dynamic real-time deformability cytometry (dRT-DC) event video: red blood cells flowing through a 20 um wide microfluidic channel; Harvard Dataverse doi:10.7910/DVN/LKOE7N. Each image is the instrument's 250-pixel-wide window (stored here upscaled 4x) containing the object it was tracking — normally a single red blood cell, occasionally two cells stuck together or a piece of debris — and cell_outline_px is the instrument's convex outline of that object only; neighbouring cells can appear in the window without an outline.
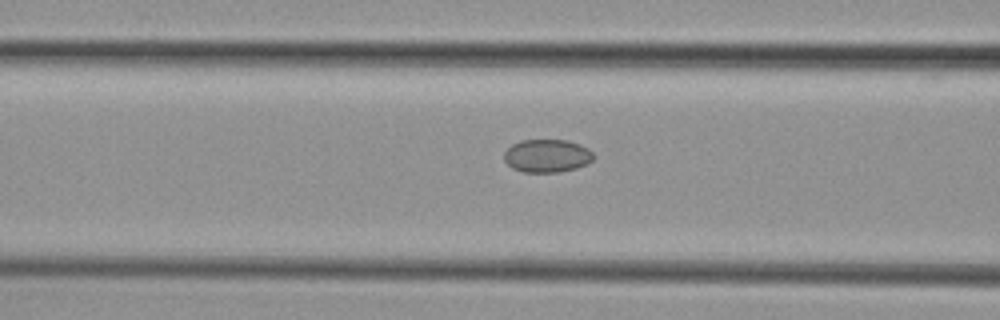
{"species": "common noctule bat (a hibernating species)", "species_latin": "Nyctalus noctula", "temperature_condition": "cold", "stored_images_in_passage": 6, "camera_frame_rate_fps": 3000, "um_per_image_px": 0.085, "animal": {"sex": "female", "body_mass_g": 29.2, "forearm_length_mm": 56.3}, "frame": {"image": 1, "passage_image": 6, "time_ms": 7.0, "image_size_px": [1000, 320], "cell_outline_px": [[596, 156], [588, 164], [576, 168], [560, 172], [524, 172], [512, 168], [504, 160], [504, 152], [512, 144], [520, 140], [568, 140], [580, 144], [588, 148]], "centroid_in_image_um": [46.52, 13.24], "position_along_channel_um": 120.1, "area_um2": 17.4}}